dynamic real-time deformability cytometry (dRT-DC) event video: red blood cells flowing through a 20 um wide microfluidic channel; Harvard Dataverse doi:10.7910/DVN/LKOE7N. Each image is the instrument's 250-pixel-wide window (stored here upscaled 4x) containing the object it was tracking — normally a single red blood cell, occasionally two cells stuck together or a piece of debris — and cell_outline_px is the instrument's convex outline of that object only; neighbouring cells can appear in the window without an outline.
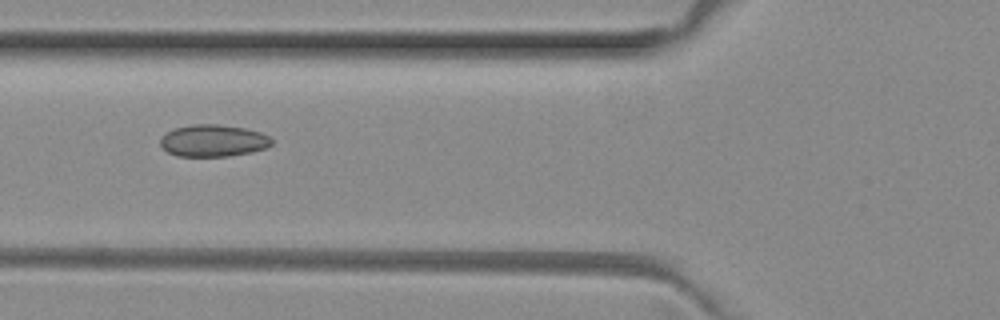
{"species": "common noctule bat (a hibernating species)", "species_latin": "Nyctalus noctula", "temperature_condition": "room temperature", "stored_images_in_passage": 6, "camera_frame_rate_fps": 3000, "um_per_image_px": 0.085, "animal": {"sex": "female", "body_mass_g": 29.2, "forearm_length_mm": 56.3}, "frame": {"image": 1, "passage_image": 6, "time_ms": 1.667, "image_size_px": [1000, 320], "cell_outline_px": [[272, 144], [264, 148], [252, 152], [228, 156], [176, 156], [168, 152], [160, 144], [160, 136], [176, 128], [192, 124], [220, 124], [244, 128], [260, 132], [268, 136], [272, 140]], "centroid_in_image_um": [18.11, 11.95], "position_along_channel_um": 107.7, "area_um2": 20.69}}